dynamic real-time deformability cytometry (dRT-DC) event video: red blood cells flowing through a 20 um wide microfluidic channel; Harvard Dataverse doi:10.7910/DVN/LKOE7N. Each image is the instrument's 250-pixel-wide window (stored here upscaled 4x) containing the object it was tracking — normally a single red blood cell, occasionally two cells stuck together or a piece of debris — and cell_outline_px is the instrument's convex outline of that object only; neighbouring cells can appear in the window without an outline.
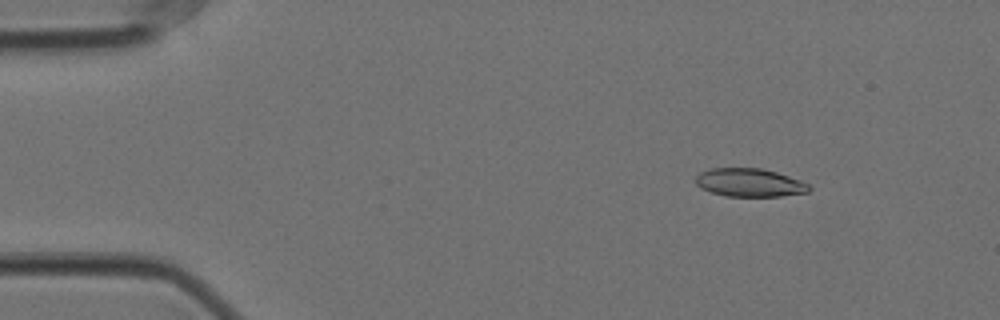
{"species": "Egyptian fruit bat (a non-hibernating species)", "species_latin": "Rousettus aegyptiacus", "temperature_condition": "cold", "stored_images_in_passage": 53, "camera_frame_rate_fps": 3000, "um_per_image_px": 0.085, "animal": {"sex": "female"}, "frame": {"image": 1, "passage_image": 3, "time_ms": 0.667, "image_size_px": [1000, 320], "cell_outline_px": [[812, 188], [808, 192], [780, 196], [724, 196], [700, 188], [696, 184], [696, 176], [700, 172], [708, 168], [760, 168], [776, 172], [800, 180], [808, 184]], "centroid_in_image_um": [63.69, 15.52], "position_along_channel_um": 21.3, "area_um2": 18.67}}
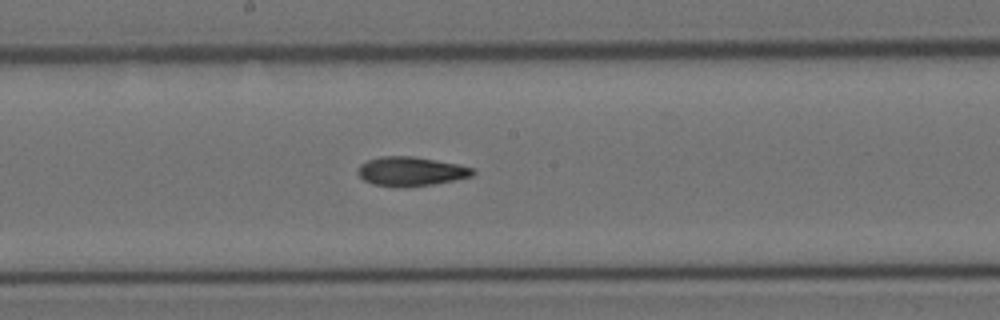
{"frame": {"image": 2, "passage_image": 26, "time_ms": 8.333, "image_size_px": [1000, 320], "cell_outline_px": [[476, 172], [472, 176], [456, 180], [436, 184], [408, 188], [400, 188], [372, 184], [364, 180], [356, 172], [356, 168], [360, 164], [368, 160], [380, 156], [412, 156], [436, 160], [456, 164], [472, 168]], "centroid_in_image_um": [34.89, 14.59], "position_along_channel_um": 213.3, "area_um2": 19.88}}
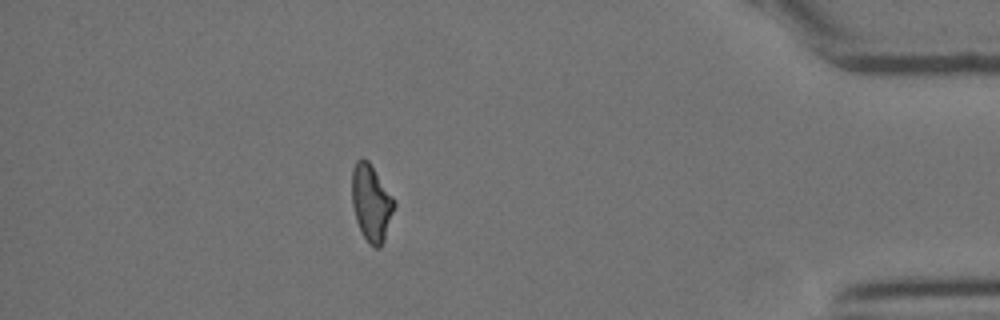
{"frame": {"image": 3, "passage_image": 46, "time_ms": 15.0, "image_size_px": [1000, 320], "cell_outline_px": [[396, 204], [384, 240], [380, 248], [376, 248], [364, 236], [356, 220], [352, 204], [352, 168], [356, 160], [360, 156], [368, 160], [392, 196]], "centroid_in_image_um": [31.55, 17.2], "position_along_channel_um": 403.7, "area_um2": 18.67}, "authors_computed_cell_mechanics": {"area_um2": 19.3052, "velocity_mm_per_s": 3.5393, "shape_relaxation_time_tau1_ms": 7.6304, "shape_relaxation_time_tau2_ms": 5.4876, "deformation_change_tau1": 0.1905, "deformation_change_tau2": 0.12}}